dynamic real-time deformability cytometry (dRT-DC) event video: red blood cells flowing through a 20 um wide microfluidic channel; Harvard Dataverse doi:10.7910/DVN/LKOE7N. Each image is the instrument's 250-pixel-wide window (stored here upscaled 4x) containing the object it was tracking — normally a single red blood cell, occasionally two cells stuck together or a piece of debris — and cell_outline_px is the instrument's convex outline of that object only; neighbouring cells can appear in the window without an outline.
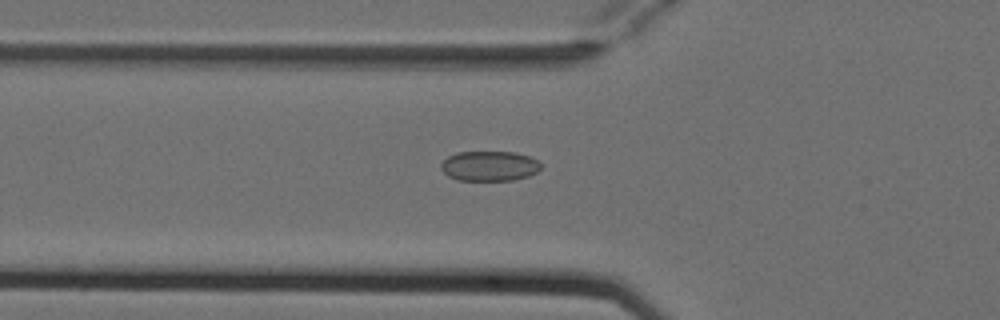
{"species": "Egyptian fruit bat (a non-hibernating species)", "species_latin": "Rousettus aegyptiacus", "temperature_condition": "cold", "stored_images_in_passage": 6, "camera_frame_rate_fps": 3000, "um_per_image_px": 0.085, "animal": {"sex": "female"}, "frame": {"image": 1, "passage_image": 6, "time_ms": 1.667, "image_size_px": [1000, 320], "cell_outline_px": [[540, 168], [536, 172], [528, 176], [512, 180], [456, 180], [448, 176], [440, 168], [440, 164], [448, 156], [456, 152], [516, 152], [528, 156], [536, 160], [540, 164]], "centroid_in_image_um": [41.56, 14.11], "position_along_channel_um": 84.2, "area_um2": 17.4}}